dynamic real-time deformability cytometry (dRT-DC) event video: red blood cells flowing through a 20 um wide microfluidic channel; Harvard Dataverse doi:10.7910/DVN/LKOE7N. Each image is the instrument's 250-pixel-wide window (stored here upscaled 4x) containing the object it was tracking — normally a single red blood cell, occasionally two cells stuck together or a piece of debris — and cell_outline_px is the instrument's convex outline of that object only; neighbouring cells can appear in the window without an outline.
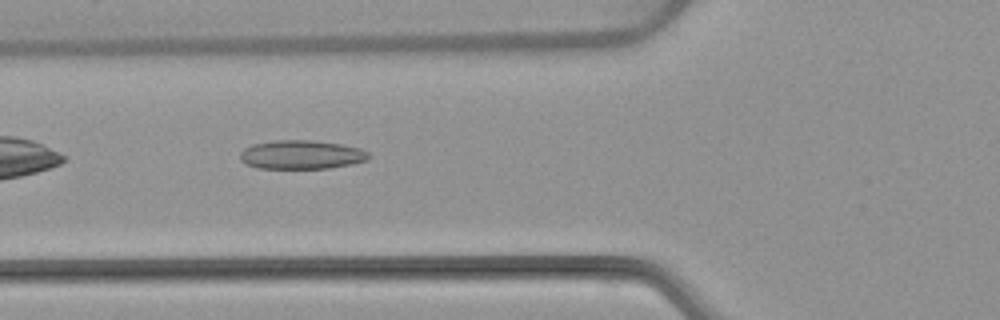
{"species": "common noctule bat (a hibernating species)", "species_latin": "Nyctalus noctula", "temperature_condition": "warm", "stored_images_in_passage": 2, "camera_frame_rate_fps": 3000, "um_per_image_px": 0.085, "animal": {"sex": "female", "body_mass_g": 22.7, "forearm_length_mm": 54.2}, "frame": {"image": 1, "passage_image": 2, "time_ms": 1.0, "image_size_px": [1000, 320], "cell_outline_px": [[368, 160], [352, 164], [328, 168], [256, 168], [244, 164], [240, 160], [240, 152], [244, 148], [252, 144], [272, 140], [312, 140], [340, 144], [360, 148], [368, 152]], "centroid_in_image_um": [25.57, 13.14], "position_along_channel_um": 100.2, "area_um2": 21.73}}